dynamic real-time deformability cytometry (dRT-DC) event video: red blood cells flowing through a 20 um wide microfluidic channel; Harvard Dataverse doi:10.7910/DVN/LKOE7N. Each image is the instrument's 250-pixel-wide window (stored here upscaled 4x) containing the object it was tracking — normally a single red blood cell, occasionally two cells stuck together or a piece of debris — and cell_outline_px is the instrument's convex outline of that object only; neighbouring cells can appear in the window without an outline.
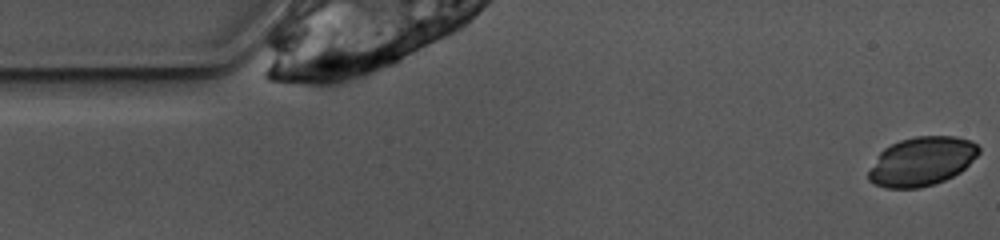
{"species": "common noctule bat (a hibernating species)", "species_latin": "Nyctalus noctula", "temperature_condition": "warm", "stored_images_in_passage": 9, "camera_frame_rate_fps": 3000, "um_per_image_px": 0.085, "animal": {"sex": "female", "body_mass_g": 10.0, "forearm_length_mm": 53.1}, "frame": {"image": 1, "passage_image": 1, "time_ms": 0.0, "image_size_px": [1000, 240], "cell_outline_px": [[980, 152], [960, 172], [944, 180], [920, 188], [884, 188], [868, 180], [868, 172], [880, 152], [884, 148], [900, 140], [916, 136], [956, 136], [972, 140], [980, 148]], "centroid_in_image_um": [78.35, 13.71], "position_along_channel_um": 6.7, "area_um2": 31.27}}